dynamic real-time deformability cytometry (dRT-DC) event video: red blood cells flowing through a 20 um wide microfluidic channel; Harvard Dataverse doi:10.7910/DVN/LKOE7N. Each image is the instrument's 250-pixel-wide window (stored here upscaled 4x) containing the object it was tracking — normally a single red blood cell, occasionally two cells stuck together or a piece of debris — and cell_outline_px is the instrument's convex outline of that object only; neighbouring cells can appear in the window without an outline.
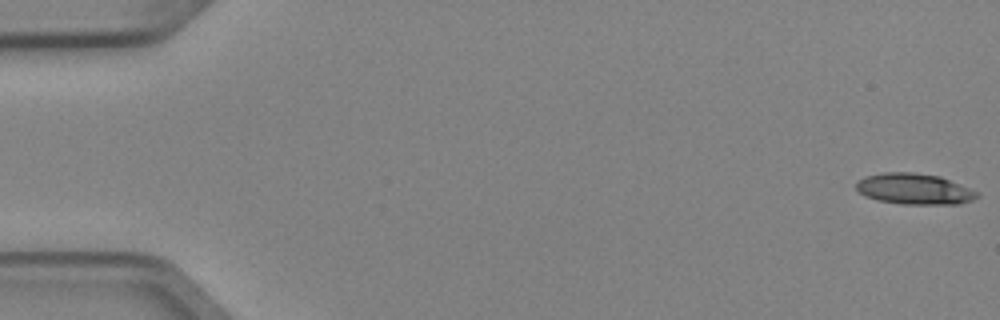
{"species": "Egyptian fruit bat (a non-hibernating species)", "species_latin": "Rousettus aegyptiacus", "temperature_condition": "cold", "stored_images_in_passage": 4, "camera_frame_rate_fps": 3000, "um_per_image_px": 0.085, "animal": {"sex": "female"}, "frame": {"image": 1, "passage_image": 1, "time_ms": 0.0, "image_size_px": [1000, 320], "cell_outline_px": [[980, 196], [972, 200], [960, 204], [900, 204], [876, 200], [864, 196], [856, 188], [856, 184], [864, 176], [884, 172], [912, 172], [940, 176], [968, 188], [976, 192]], "centroid_in_image_um": [77.68, 16.06], "position_along_channel_um": 7.3, "area_um2": 21.73}}
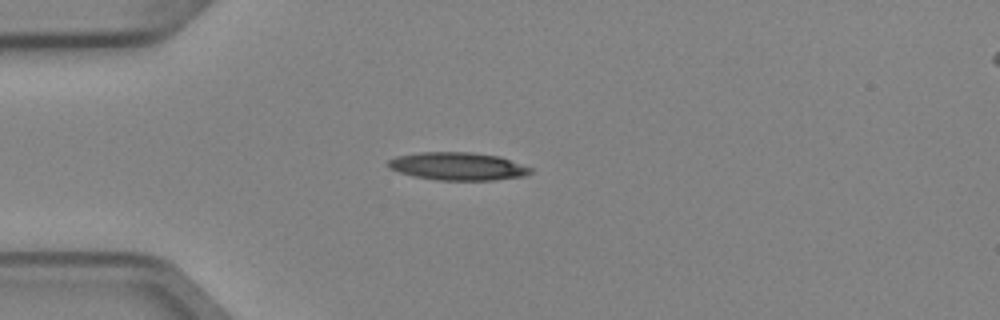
{"frame": {"image": 2, "passage_image": 4, "time_ms": 1.0, "image_size_px": [1000, 320], "cell_outline_px": [[532, 172], [524, 176], [492, 180], [436, 180], [412, 176], [388, 168], [388, 160], [396, 156], [420, 152], [472, 152], [500, 156], [532, 168]], "centroid_in_image_um": [38.9, 14.13], "position_along_channel_um": 46.1, "area_um2": 23.18}}